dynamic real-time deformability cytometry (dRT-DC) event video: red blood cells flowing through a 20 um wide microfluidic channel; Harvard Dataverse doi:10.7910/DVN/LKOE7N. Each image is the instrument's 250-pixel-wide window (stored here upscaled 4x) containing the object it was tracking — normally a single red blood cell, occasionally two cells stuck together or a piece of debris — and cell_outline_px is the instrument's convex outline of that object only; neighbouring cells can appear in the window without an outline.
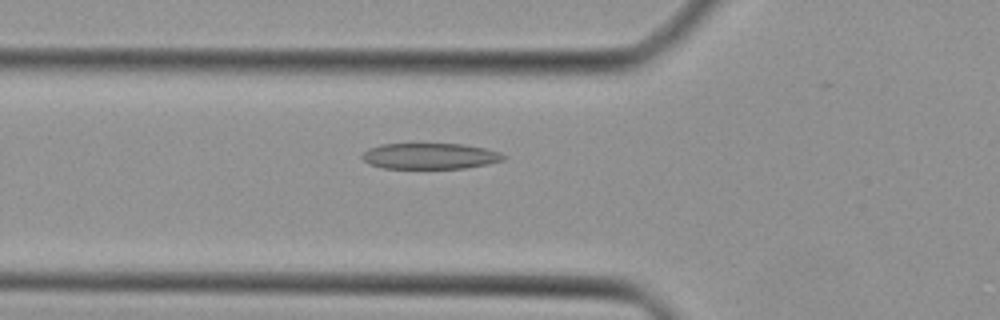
{"species": "Egyptian fruit bat (a non-hibernating species)", "species_latin": "Rousettus aegyptiacus", "temperature_condition": "cold", "stored_images_in_passage": 40, "camera_frame_rate_fps": 3000, "um_per_image_px": 0.085, "animal": {"sex": "female"}, "frame": {"image": 1, "passage_image": 10, "time_ms": 3.0, "image_size_px": [1000, 320], "cell_outline_px": [[508, 156], [504, 160], [488, 164], [464, 168], [384, 168], [368, 164], [360, 156], [368, 148], [380, 144], [464, 144], [484, 148], [500, 152]], "centroid_in_image_um": [36.56, 13.26], "position_along_channel_um": 89.2, "area_um2": 21.44}}
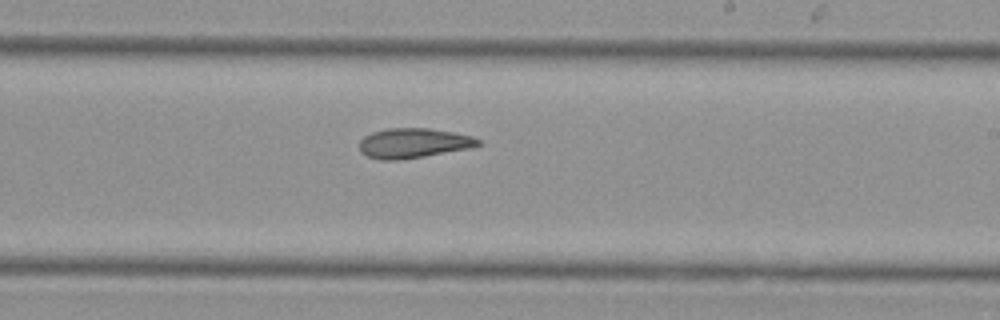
{"frame": {"image": 2, "passage_image": 21, "time_ms": 6.667, "image_size_px": [1000, 320], "cell_outline_px": [[480, 144], [472, 148], [400, 160], [380, 160], [368, 156], [360, 152], [360, 140], [364, 136], [372, 132], [388, 128], [428, 128], [452, 132], [472, 136], [480, 140]], "centroid_in_image_um": [35.13, 12.17], "position_along_channel_um": 253.9, "area_um2": 20.63}}
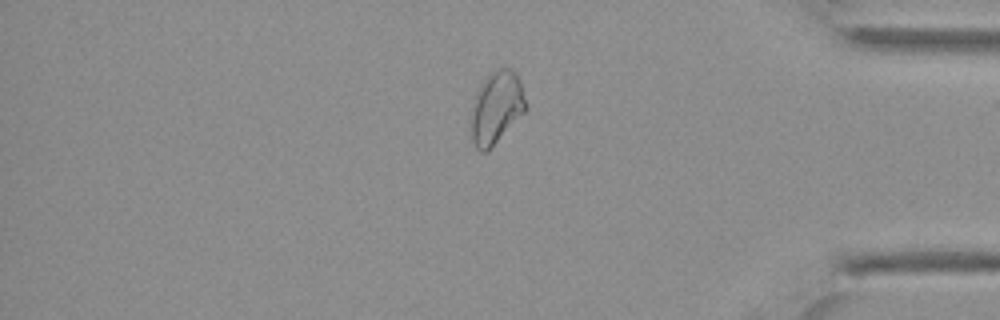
{"frame": {"image": 3, "passage_image": 32, "time_ms": 10.333, "image_size_px": [1000, 320], "cell_outline_px": [[528, 108], [492, 148], [488, 152], [480, 152], [476, 148], [472, 140], [472, 104], [476, 92], [480, 84], [488, 72], [496, 68], [512, 68], [516, 72], [520, 80]], "centroid_in_image_um": [42.2, 9.12], "position_along_channel_um": 393.0, "area_um2": 23.47}}